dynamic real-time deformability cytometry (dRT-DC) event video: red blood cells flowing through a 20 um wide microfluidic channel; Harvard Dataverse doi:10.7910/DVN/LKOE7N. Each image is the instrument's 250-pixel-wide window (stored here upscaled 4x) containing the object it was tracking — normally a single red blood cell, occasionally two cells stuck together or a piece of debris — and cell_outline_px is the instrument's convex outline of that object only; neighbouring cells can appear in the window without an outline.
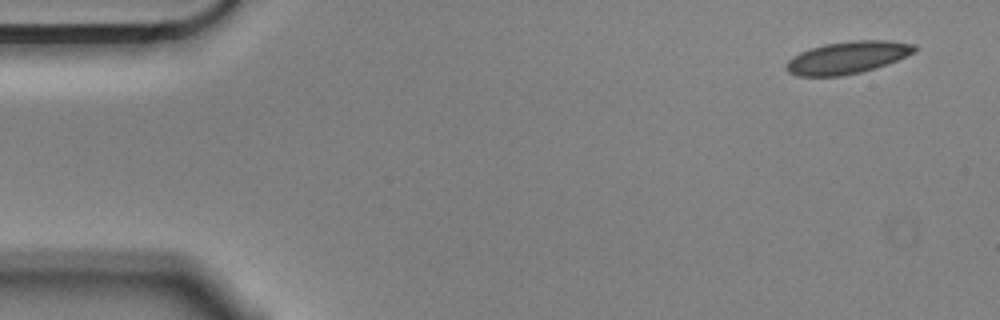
{"species": "Egyptian fruit bat (a non-hibernating species)", "species_latin": "Rousettus aegyptiacus", "temperature_condition": "cold", "stored_images_in_passage": 5, "camera_frame_rate_fps": 3000, "um_per_image_px": 0.085, "animal": {"sex": "male"}, "frame": {"image": 1, "passage_image": 1, "time_ms": 0.0, "image_size_px": [1000, 320], "cell_outline_px": [[916, 52], [896, 60], [860, 72], [840, 76], [796, 76], [788, 72], [784, 68], [784, 64], [792, 56], [800, 52], [824, 44], [852, 40], [888, 40], [916, 44]], "centroid_in_image_um": [71.99, 4.88], "position_along_channel_um": 13.0, "area_um2": 24.1}}
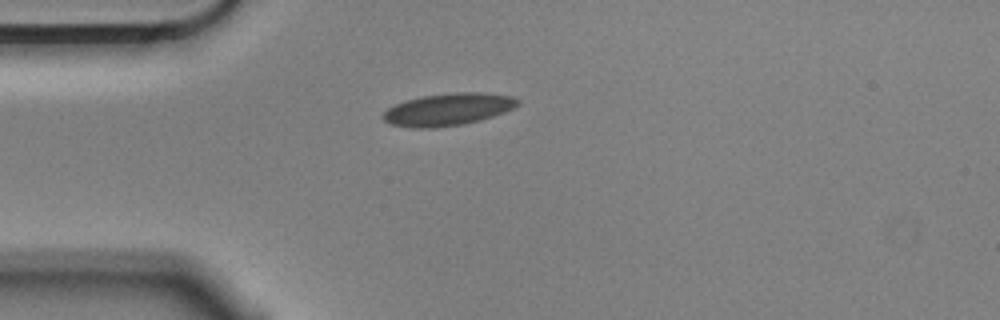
{"frame": {"image": 2, "passage_image": 4, "time_ms": 1.0, "image_size_px": [1000, 320], "cell_outline_px": [[520, 104], [504, 112], [480, 120], [460, 124], [436, 128], [412, 128], [392, 124], [384, 120], [380, 116], [388, 108], [404, 100], [420, 96], [456, 92], [480, 92], [512, 96], [520, 100]], "centroid_in_image_um": [38.06, 9.29], "position_along_channel_um": 46.9, "area_um2": 25.32}}